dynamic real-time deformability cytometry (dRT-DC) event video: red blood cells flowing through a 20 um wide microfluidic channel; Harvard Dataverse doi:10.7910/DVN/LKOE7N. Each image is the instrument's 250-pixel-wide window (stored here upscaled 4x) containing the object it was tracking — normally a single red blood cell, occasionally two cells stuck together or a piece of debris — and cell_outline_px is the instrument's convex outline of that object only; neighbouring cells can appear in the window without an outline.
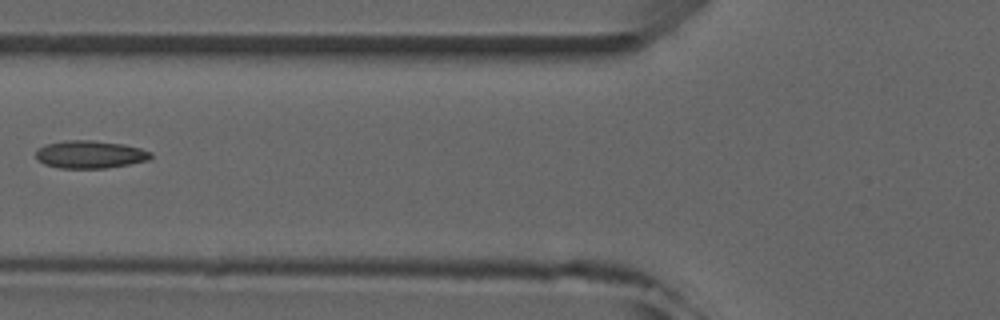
{"species": "common noctule bat (a hibernating species)", "species_latin": "Nyctalus noctula", "temperature_condition": "room temperature", "stored_images_in_passage": 7, "camera_frame_rate_fps": 3000, "um_per_image_px": 0.085, "animal": {"sex": "male", "forearm_length_mm": 52.5}, "frame": {"image": 1, "passage_image": 6, "time_ms": 5.667, "image_size_px": [1000, 320], "cell_outline_px": [[152, 156], [148, 160], [128, 164], [104, 168], [60, 168], [44, 164], [36, 156], [36, 148], [44, 144], [64, 140], [92, 140], [124, 144], [140, 148], [152, 152]], "centroid_in_image_um": [7.63, 13.11], "position_along_channel_um": 118.2, "area_um2": 18.61}}
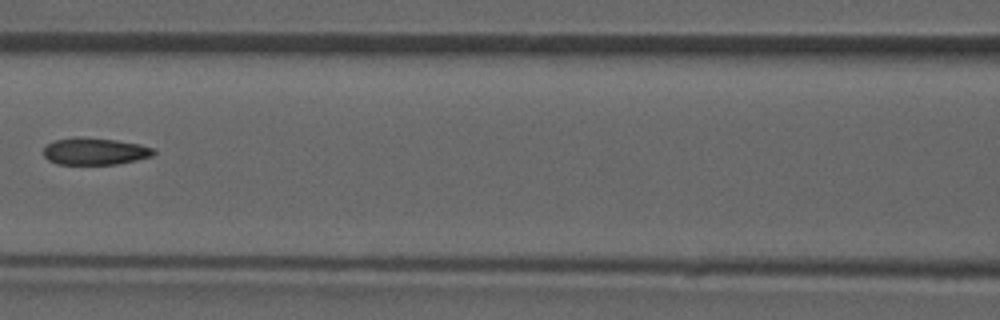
{"frame": {"image": 2, "passage_image": 7, "time_ms": 6.667, "image_size_px": [1000, 320], "cell_outline_px": [[156, 152], [152, 156], [136, 160], [116, 164], [56, 164], [48, 160], [44, 156], [44, 148], [48, 144], [56, 140], [76, 136], [116, 140], [140, 144], [156, 148]], "centroid_in_image_um": [8.08, 12.86], "position_along_channel_um": 158.5, "area_um2": 17.4}}